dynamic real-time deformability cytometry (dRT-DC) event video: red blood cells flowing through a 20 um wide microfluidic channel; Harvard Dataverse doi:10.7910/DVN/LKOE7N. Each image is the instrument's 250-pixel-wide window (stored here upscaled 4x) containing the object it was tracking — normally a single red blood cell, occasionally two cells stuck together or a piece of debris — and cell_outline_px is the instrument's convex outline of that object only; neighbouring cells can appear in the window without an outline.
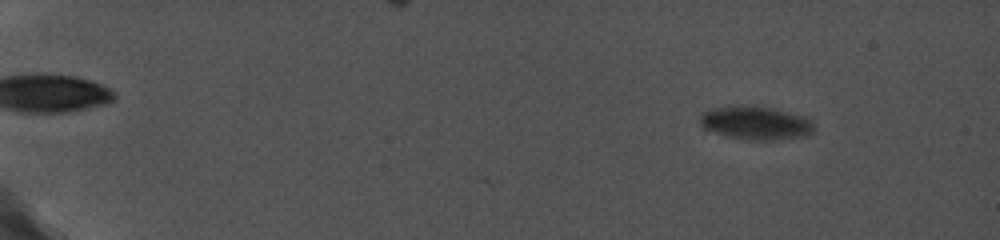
{"species": "common noctule bat (a hibernating species)", "species_latin": "Nyctalus noctula", "temperature_condition": "cold", "stored_images_in_passage": 12, "camera_frame_rate_fps": 5000, "um_per_image_px": 0.085, "animal": {"sex": "female", "body_mass_g": 19.0, "forearm_length_mm": 56.7}, "frame": {"image": 1, "passage_image": 8, "time_ms": 2.6, "image_size_px": [1000, 240], "cell_outline_px": [[816, 128], [812, 132], [804, 136], [772, 140], [744, 140], [704, 132], [700, 124], [700, 116], [704, 112], [712, 108], [736, 104], [756, 104], [776, 108], [804, 116]], "centroid_in_image_um": [64.14, 10.43], "position_along_channel_um": 20.9, "area_um2": 23.12}}